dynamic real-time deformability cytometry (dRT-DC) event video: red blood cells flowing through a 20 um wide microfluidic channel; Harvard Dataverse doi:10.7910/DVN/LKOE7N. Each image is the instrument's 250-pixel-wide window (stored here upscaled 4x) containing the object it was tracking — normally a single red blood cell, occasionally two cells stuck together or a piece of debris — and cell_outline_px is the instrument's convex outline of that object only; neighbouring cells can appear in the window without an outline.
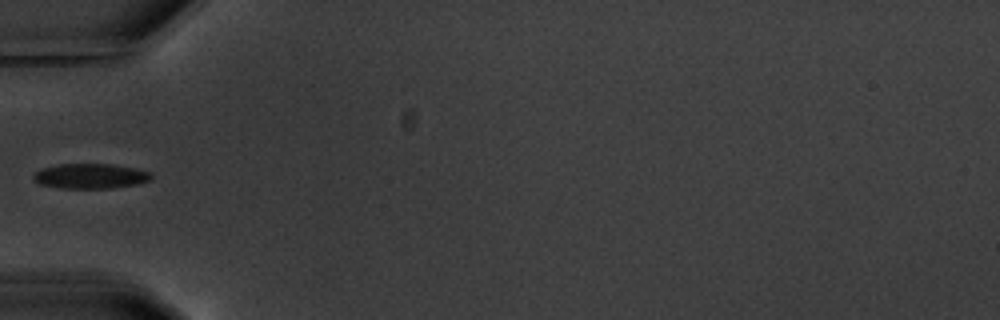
{"species": "common noctule bat (a hibernating species)", "species_latin": "Nyctalus noctula", "temperature_condition": "warm", "stored_images_in_passage": 4, "camera_frame_rate_fps": 3000, "um_per_image_px": 0.085, "animal": {"sex": "male", "body_mass_g": 20.1, "forearm_length_mm": 53.5}, "frame": {"image": 1, "passage_image": 4, "time_ms": 3.667, "image_size_px": [1000, 320], "cell_outline_px": [[152, 180], [136, 184], [112, 188], [60, 188], [40, 184], [32, 180], [32, 172], [40, 168], [60, 164], [112, 164], [136, 168], [152, 172]], "centroid_in_image_um": [7.66, 14.96], "position_along_channel_um": 77.3, "area_um2": 17.46}}